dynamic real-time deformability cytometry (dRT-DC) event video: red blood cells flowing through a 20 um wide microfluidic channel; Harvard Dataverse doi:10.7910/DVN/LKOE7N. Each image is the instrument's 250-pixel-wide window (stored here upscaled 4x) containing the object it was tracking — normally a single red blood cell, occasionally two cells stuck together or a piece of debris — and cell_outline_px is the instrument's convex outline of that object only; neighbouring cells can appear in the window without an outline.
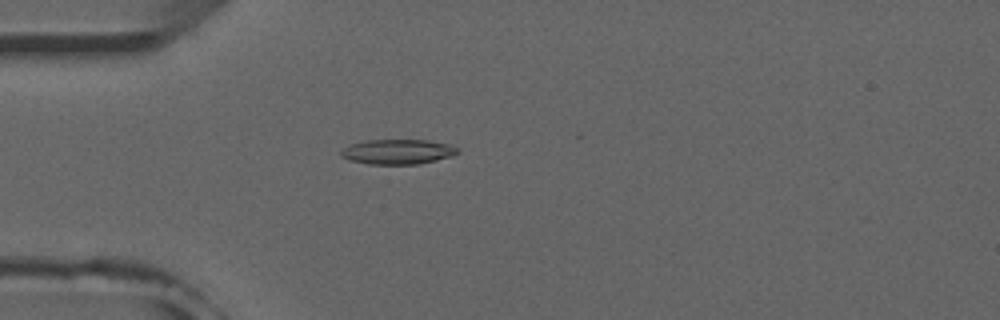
{"species": "common noctule bat (a hibernating species)", "species_latin": "Nyctalus noctula", "temperature_condition": "room temperature", "stored_images_in_passage": 52, "camera_frame_rate_fps": 3000, "um_per_image_px": 0.085, "animal": {"sex": "male", "forearm_length_mm": 52.5}, "frame": {"image": 1, "passage_image": 15, "time_ms": 4.667, "image_size_px": [1000, 320], "cell_outline_px": [[460, 152], [452, 156], [436, 160], [416, 164], [368, 164], [348, 160], [340, 156], [340, 152], [348, 144], [364, 140], [428, 140], [448, 144], [456, 148]], "centroid_in_image_um": [33.75, 12.89], "position_along_channel_um": 51.2, "area_um2": 16.99}}
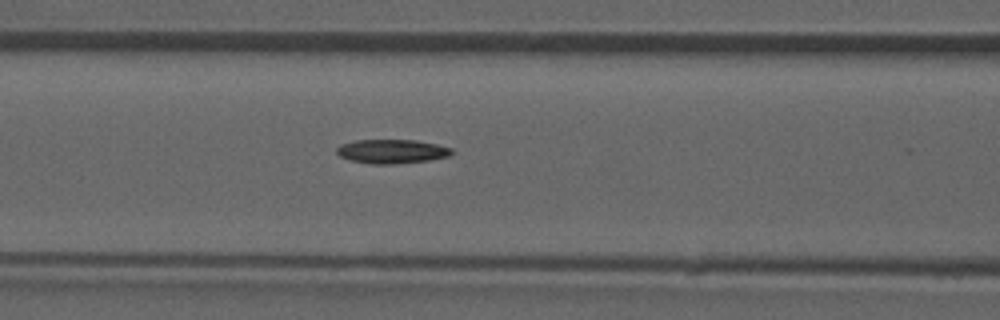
{"frame": {"image": 2, "passage_image": 22, "time_ms": 7.0, "image_size_px": [1000, 320], "cell_outline_px": [[452, 152], [448, 156], [428, 160], [392, 164], [372, 164], [352, 160], [340, 156], [336, 152], [336, 148], [340, 144], [356, 140], [416, 140], [436, 144], [452, 148]], "centroid_in_image_um": [33.28, 12.86], "position_along_channel_um": 133.3, "area_um2": 15.95}}
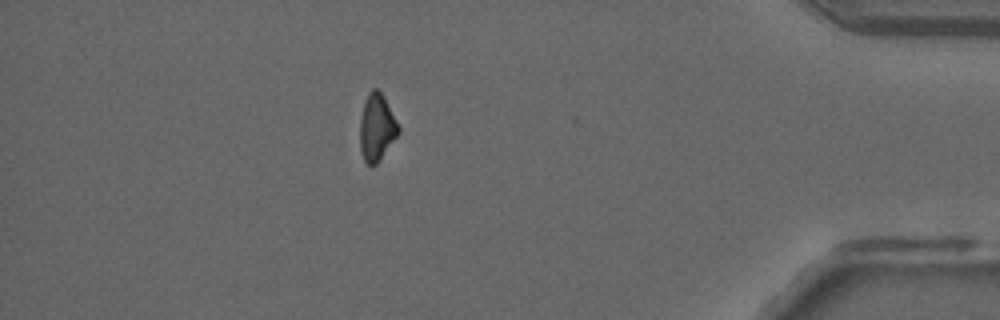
{"frame": {"image": 3, "passage_image": 46, "time_ms": 15.0, "image_size_px": [1000, 320], "cell_outline_px": [[400, 132], [380, 160], [376, 164], [368, 164], [364, 160], [360, 148], [360, 120], [364, 100], [368, 92], [372, 88], [376, 88], [384, 96], [400, 128]], "centroid_in_image_um": [32.02, 10.81], "position_along_channel_um": 403.2, "area_um2": 15.03}, "authors_computed_cell_mechanics": {"area_um2": 16.0106, "velocity_mm_per_s": 3.9451, "shape_relaxation_time_tau1_ms": 8.3417, "shape_relaxation_time_tau2_ms": null, "deformation_change_tau1": 0.1805, "deformation_change_tau2": null}}